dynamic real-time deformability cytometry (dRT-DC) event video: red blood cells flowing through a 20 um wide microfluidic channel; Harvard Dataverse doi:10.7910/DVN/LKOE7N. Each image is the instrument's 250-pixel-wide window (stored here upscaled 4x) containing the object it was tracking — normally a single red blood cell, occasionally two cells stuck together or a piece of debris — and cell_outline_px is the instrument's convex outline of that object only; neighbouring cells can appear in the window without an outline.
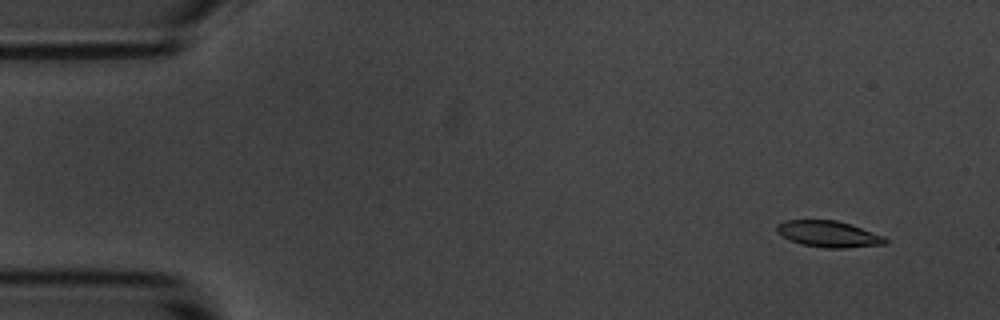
{"species": "common noctule bat (a hibernating species)", "species_latin": "Nyctalus noctula", "temperature_condition": "room temperature", "stored_images_in_passage": 6, "camera_frame_rate_fps": 3000, "um_per_image_px": 0.085, "animal": {"sex": "male", "body_mass_g": 20.1, "forearm_length_mm": 53.5}, "frame": {"image": 1, "passage_image": 2, "time_ms": 1.333, "image_size_px": [1000, 320], "cell_outline_px": [[888, 244], [848, 248], [828, 248], [800, 244], [776, 232], [776, 224], [784, 220], [836, 220], [852, 224], [884, 236], [888, 240]], "centroid_in_image_um": [70.46, 19.89], "position_along_channel_um": 14.5, "area_um2": 16.76}}